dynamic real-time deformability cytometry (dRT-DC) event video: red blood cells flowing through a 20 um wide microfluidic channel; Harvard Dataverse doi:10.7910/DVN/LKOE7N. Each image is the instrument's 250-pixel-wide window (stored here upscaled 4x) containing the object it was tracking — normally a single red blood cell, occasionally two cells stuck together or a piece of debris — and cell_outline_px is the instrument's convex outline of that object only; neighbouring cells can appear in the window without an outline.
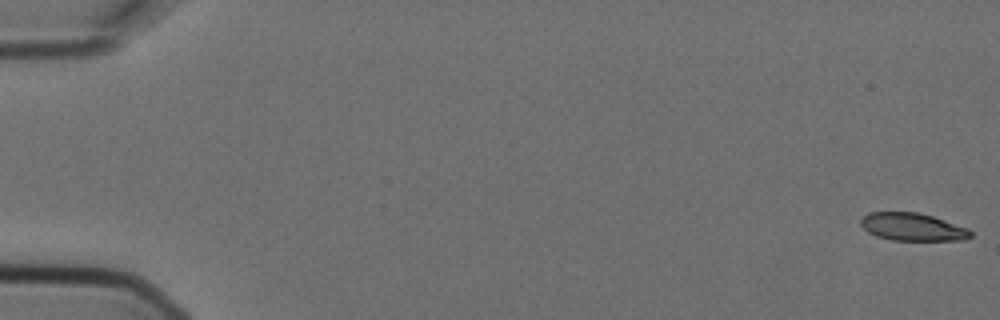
{"species": "Egyptian fruit bat (a non-hibernating species)", "species_latin": "Rousettus aegyptiacus", "temperature_condition": "cold", "stored_images_in_passage": 4, "camera_frame_rate_fps": 3000, "um_per_image_px": 0.085, "animal": {"sex": "female"}, "frame": {"image": 1, "passage_image": 1, "time_ms": 0.0, "image_size_px": [1000, 320], "cell_outline_px": [[972, 236], [964, 240], [892, 240], [876, 236], [868, 232], [860, 224], [860, 220], [868, 212], [920, 212], [968, 228], [972, 232]], "centroid_in_image_um": [77.56, 19.29], "position_along_channel_um": 7.4, "area_um2": 17.74}}